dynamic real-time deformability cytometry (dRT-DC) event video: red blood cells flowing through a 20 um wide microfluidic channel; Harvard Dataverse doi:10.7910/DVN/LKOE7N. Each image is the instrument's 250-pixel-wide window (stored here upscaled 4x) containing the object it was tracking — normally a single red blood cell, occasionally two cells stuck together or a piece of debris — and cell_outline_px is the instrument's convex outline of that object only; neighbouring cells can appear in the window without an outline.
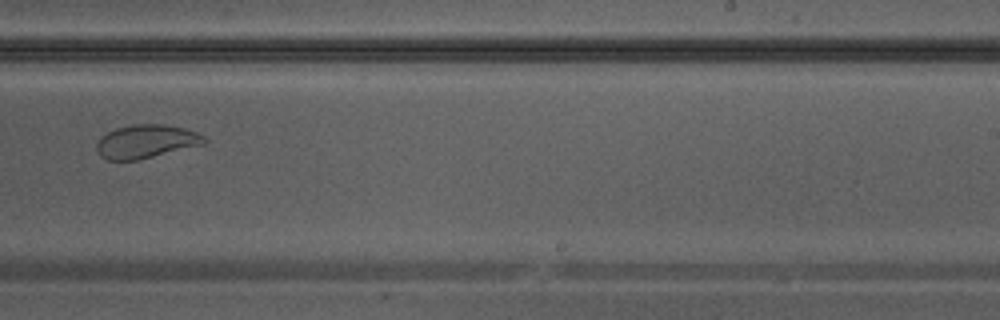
{"species": "Egyptian fruit bat (a non-hibernating species)", "species_latin": "Rousettus aegyptiacus", "temperature_condition": "warm", "stored_images_in_passage": 35, "camera_frame_rate_fps": 3000, "um_per_image_px": 0.085, "animal": {"sex": "male"}, "frame": {"image": 1, "passage_image": 20, "time_ms": 6.333, "image_size_px": [1000, 320], "cell_outline_px": [[208, 140], [204, 144], [136, 160], [108, 160], [100, 156], [96, 148], [96, 144], [100, 136], [116, 128], [132, 124], [164, 124], [188, 128], [204, 136]], "centroid_in_image_um": [12.42, 12.01], "position_along_channel_um": 276.6, "area_um2": 21.04}}